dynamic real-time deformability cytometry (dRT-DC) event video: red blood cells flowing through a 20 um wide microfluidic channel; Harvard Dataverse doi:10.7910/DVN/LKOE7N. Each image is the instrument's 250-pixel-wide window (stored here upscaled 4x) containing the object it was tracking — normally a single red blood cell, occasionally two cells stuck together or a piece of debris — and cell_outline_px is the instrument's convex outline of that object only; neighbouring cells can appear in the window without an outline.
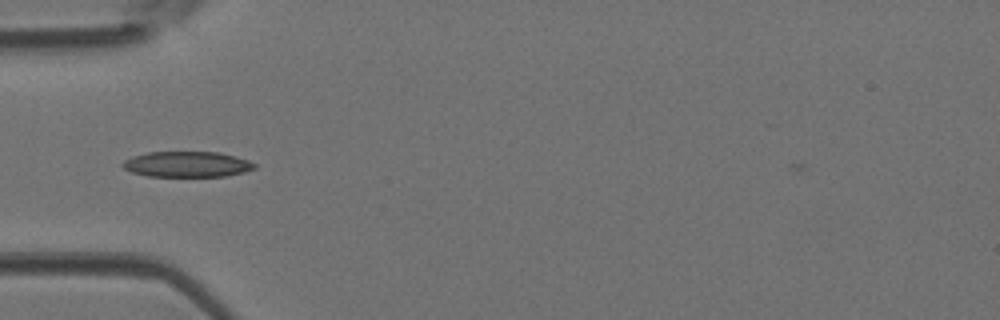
{"species": "Egyptian fruit bat (a non-hibernating species)", "species_latin": "Rousettus aegyptiacus", "temperature_condition": "room temperature", "stored_images_in_passage": 34, "camera_frame_rate_fps": 3000, "um_per_image_px": 0.085, "animal": {"sex": "female"}, "frame": {"image": 1, "passage_image": 3, "time_ms": 0.667, "image_size_px": [1000, 320], "cell_outline_px": [[256, 168], [244, 172], [228, 176], [148, 176], [132, 172], [124, 168], [120, 164], [124, 160], [132, 156], [148, 152], [220, 152], [248, 160], [256, 164]], "centroid_in_image_um": [15.9, 13.96], "position_along_channel_um": 69.1, "area_um2": 19.71}}
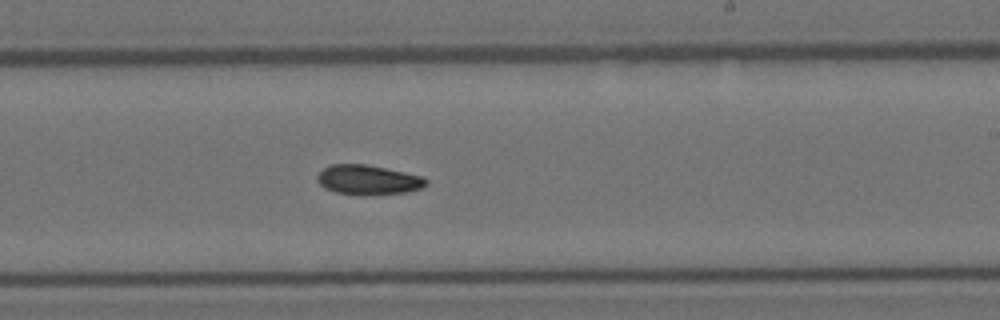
{"frame": {"image": 2, "passage_image": 16, "time_ms": 5.0, "image_size_px": [1000, 320], "cell_outline_px": [[428, 184], [420, 188], [408, 192], [336, 192], [324, 188], [316, 180], [316, 176], [324, 168], [332, 164], [364, 164], [424, 176], [428, 180]], "centroid_in_image_um": [31.29, 15.23], "position_along_channel_um": 257.7, "area_um2": 17.92}}
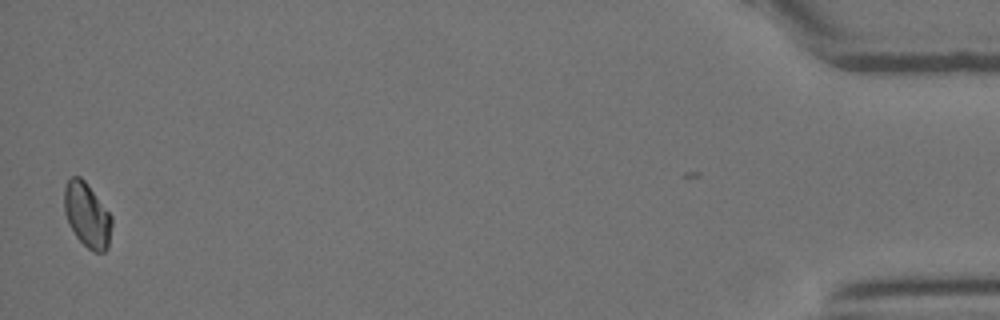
{"frame": {"image": 3, "passage_image": 34, "time_ms": 11.0, "image_size_px": [1000, 320], "cell_outline_px": [[112, 224], [108, 248], [104, 252], [92, 252], [76, 236], [64, 212], [64, 188], [68, 180], [72, 176], [80, 176], [84, 180], [112, 216]], "centroid_in_image_um": [7.41, 18.28], "position_along_channel_um": 427.8, "area_um2": 17.69}}